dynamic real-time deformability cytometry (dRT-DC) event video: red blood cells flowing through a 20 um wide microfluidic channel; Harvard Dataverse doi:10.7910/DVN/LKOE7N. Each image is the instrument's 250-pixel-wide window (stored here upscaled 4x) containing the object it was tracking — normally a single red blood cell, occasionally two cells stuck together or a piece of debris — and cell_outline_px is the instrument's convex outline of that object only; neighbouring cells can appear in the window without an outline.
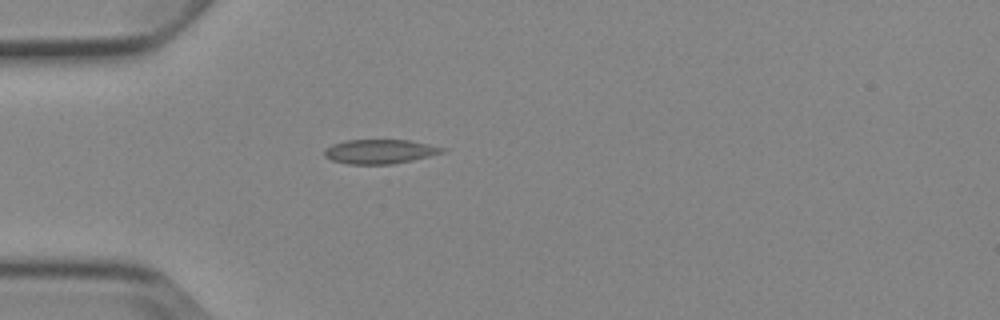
{"species": "Egyptian fruit bat (a non-hibernating species)", "species_latin": "Rousettus aegyptiacus", "temperature_condition": "cold", "stored_images_in_passage": 3, "camera_frame_rate_fps": 3000, "um_per_image_px": 0.085, "animal": {"sex": "female"}, "frame": {"image": 1, "passage_image": 3, "time_ms": 3.333, "image_size_px": [1000, 320], "cell_outline_px": [[448, 148], [444, 152], [412, 160], [392, 164], [348, 164], [332, 160], [324, 156], [324, 152], [332, 144], [344, 140], [408, 140]], "centroid_in_image_um": [32.29, 12.88], "position_along_channel_um": 52.7, "area_um2": 16.59}}